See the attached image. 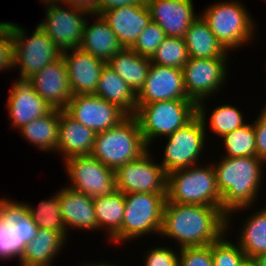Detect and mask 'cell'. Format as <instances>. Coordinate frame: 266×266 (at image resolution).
Segmentation results:
<instances>
[{"label":"cell","mask_w":266,"mask_h":266,"mask_svg":"<svg viewBox=\"0 0 266 266\" xmlns=\"http://www.w3.org/2000/svg\"><path fill=\"white\" fill-rule=\"evenodd\" d=\"M150 60L159 66L182 69L189 60L185 39L167 36Z\"/></svg>","instance_id":"e575fe53"},{"label":"cell","mask_w":266,"mask_h":266,"mask_svg":"<svg viewBox=\"0 0 266 266\" xmlns=\"http://www.w3.org/2000/svg\"><path fill=\"white\" fill-rule=\"evenodd\" d=\"M263 164L257 156L221 157L219 163H212L222 196V211L227 215V232L231 215L251 209L255 204L262 185Z\"/></svg>","instance_id":"7a4b0ae2"},{"label":"cell","mask_w":266,"mask_h":266,"mask_svg":"<svg viewBox=\"0 0 266 266\" xmlns=\"http://www.w3.org/2000/svg\"><path fill=\"white\" fill-rule=\"evenodd\" d=\"M107 64L137 94L144 86L151 65L148 57L139 55L132 49L123 48L116 53Z\"/></svg>","instance_id":"4316f807"},{"label":"cell","mask_w":266,"mask_h":266,"mask_svg":"<svg viewBox=\"0 0 266 266\" xmlns=\"http://www.w3.org/2000/svg\"><path fill=\"white\" fill-rule=\"evenodd\" d=\"M8 218L11 230L18 236V260L25 246L37 235L38 226L27 210L17 201L8 199Z\"/></svg>","instance_id":"d6a6232c"},{"label":"cell","mask_w":266,"mask_h":266,"mask_svg":"<svg viewBox=\"0 0 266 266\" xmlns=\"http://www.w3.org/2000/svg\"><path fill=\"white\" fill-rule=\"evenodd\" d=\"M241 266H256V263L254 262L253 259H249L247 258L242 264Z\"/></svg>","instance_id":"7dc6e473"},{"label":"cell","mask_w":266,"mask_h":266,"mask_svg":"<svg viewBox=\"0 0 266 266\" xmlns=\"http://www.w3.org/2000/svg\"><path fill=\"white\" fill-rule=\"evenodd\" d=\"M148 149L138 121L134 115H128L116 126L96 133L90 155L115 171L139 158Z\"/></svg>","instance_id":"3957f363"},{"label":"cell","mask_w":266,"mask_h":266,"mask_svg":"<svg viewBox=\"0 0 266 266\" xmlns=\"http://www.w3.org/2000/svg\"><path fill=\"white\" fill-rule=\"evenodd\" d=\"M97 230L105 229L108 241L121 229L125 211L124 193L94 198Z\"/></svg>","instance_id":"f546056e"},{"label":"cell","mask_w":266,"mask_h":266,"mask_svg":"<svg viewBox=\"0 0 266 266\" xmlns=\"http://www.w3.org/2000/svg\"><path fill=\"white\" fill-rule=\"evenodd\" d=\"M94 95L116 104L128 115L136 112L137 94L107 63L103 67Z\"/></svg>","instance_id":"d4e9b609"},{"label":"cell","mask_w":266,"mask_h":266,"mask_svg":"<svg viewBox=\"0 0 266 266\" xmlns=\"http://www.w3.org/2000/svg\"><path fill=\"white\" fill-rule=\"evenodd\" d=\"M40 2H42L44 4H47V3H60L61 0H41Z\"/></svg>","instance_id":"c3c4849f"},{"label":"cell","mask_w":266,"mask_h":266,"mask_svg":"<svg viewBox=\"0 0 266 266\" xmlns=\"http://www.w3.org/2000/svg\"><path fill=\"white\" fill-rule=\"evenodd\" d=\"M228 57L191 58L183 66L184 87L187 96L196 104L221 92L227 73Z\"/></svg>","instance_id":"8fae6325"},{"label":"cell","mask_w":266,"mask_h":266,"mask_svg":"<svg viewBox=\"0 0 266 266\" xmlns=\"http://www.w3.org/2000/svg\"><path fill=\"white\" fill-rule=\"evenodd\" d=\"M166 201L207 205L222 210V196L217 188L212 164H197L167 174Z\"/></svg>","instance_id":"277c9868"},{"label":"cell","mask_w":266,"mask_h":266,"mask_svg":"<svg viewBox=\"0 0 266 266\" xmlns=\"http://www.w3.org/2000/svg\"><path fill=\"white\" fill-rule=\"evenodd\" d=\"M144 259V266H178L179 254L166 246L149 248Z\"/></svg>","instance_id":"60d3db41"},{"label":"cell","mask_w":266,"mask_h":266,"mask_svg":"<svg viewBox=\"0 0 266 266\" xmlns=\"http://www.w3.org/2000/svg\"><path fill=\"white\" fill-rule=\"evenodd\" d=\"M168 100H191L185 91L183 71L151 63L144 86L137 93V104Z\"/></svg>","instance_id":"9a60e30c"},{"label":"cell","mask_w":266,"mask_h":266,"mask_svg":"<svg viewBox=\"0 0 266 266\" xmlns=\"http://www.w3.org/2000/svg\"><path fill=\"white\" fill-rule=\"evenodd\" d=\"M66 241L57 231L38 228L36 237L25 246L20 266H52Z\"/></svg>","instance_id":"cb8c5ba5"},{"label":"cell","mask_w":266,"mask_h":266,"mask_svg":"<svg viewBox=\"0 0 266 266\" xmlns=\"http://www.w3.org/2000/svg\"><path fill=\"white\" fill-rule=\"evenodd\" d=\"M25 30L11 22L14 69L19 68V78L29 79L46 65L60 58L62 52L39 26H36L30 37Z\"/></svg>","instance_id":"ba28073f"},{"label":"cell","mask_w":266,"mask_h":266,"mask_svg":"<svg viewBox=\"0 0 266 266\" xmlns=\"http://www.w3.org/2000/svg\"><path fill=\"white\" fill-rule=\"evenodd\" d=\"M60 202V211L68 237L71 228L81 230H97V220L94 210V199L68 187L57 191ZM69 228V229H68Z\"/></svg>","instance_id":"44dd1931"},{"label":"cell","mask_w":266,"mask_h":266,"mask_svg":"<svg viewBox=\"0 0 266 266\" xmlns=\"http://www.w3.org/2000/svg\"><path fill=\"white\" fill-rule=\"evenodd\" d=\"M178 266H213L211 244L179 249Z\"/></svg>","instance_id":"f35d334b"},{"label":"cell","mask_w":266,"mask_h":266,"mask_svg":"<svg viewBox=\"0 0 266 266\" xmlns=\"http://www.w3.org/2000/svg\"><path fill=\"white\" fill-rule=\"evenodd\" d=\"M62 4L72 6L75 9L87 12L92 17L99 15V2L98 0H61Z\"/></svg>","instance_id":"7bdbcfd3"},{"label":"cell","mask_w":266,"mask_h":266,"mask_svg":"<svg viewBox=\"0 0 266 266\" xmlns=\"http://www.w3.org/2000/svg\"><path fill=\"white\" fill-rule=\"evenodd\" d=\"M36 93L56 110H65L72 95L67 68L61 56L31 76Z\"/></svg>","instance_id":"ac0fdd59"},{"label":"cell","mask_w":266,"mask_h":266,"mask_svg":"<svg viewBox=\"0 0 266 266\" xmlns=\"http://www.w3.org/2000/svg\"><path fill=\"white\" fill-rule=\"evenodd\" d=\"M250 15L237 0L215 2L201 13L212 33L228 52L248 45L254 38L256 24Z\"/></svg>","instance_id":"5b68a950"},{"label":"cell","mask_w":266,"mask_h":266,"mask_svg":"<svg viewBox=\"0 0 266 266\" xmlns=\"http://www.w3.org/2000/svg\"><path fill=\"white\" fill-rule=\"evenodd\" d=\"M225 232L219 239L211 243L213 266H241L247 259L237 243H232Z\"/></svg>","instance_id":"d590c367"},{"label":"cell","mask_w":266,"mask_h":266,"mask_svg":"<svg viewBox=\"0 0 266 266\" xmlns=\"http://www.w3.org/2000/svg\"><path fill=\"white\" fill-rule=\"evenodd\" d=\"M61 56L67 68L72 95L94 94L106 62L79 47L63 51Z\"/></svg>","instance_id":"e0dca14e"},{"label":"cell","mask_w":266,"mask_h":266,"mask_svg":"<svg viewBox=\"0 0 266 266\" xmlns=\"http://www.w3.org/2000/svg\"><path fill=\"white\" fill-rule=\"evenodd\" d=\"M227 232V215L219 207L165 201L160 236L179 248L210 245Z\"/></svg>","instance_id":"6da1fadb"},{"label":"cell","mask_w":266,"mask_h":266,"mask_svg":"<svg viewBox=\"0 0 266 266\" xmlns=\"http://www.w3.org/2000/svg\"><path fill=\"white\" fill-rule=\"evenodd\" d=\"M116 34L123 48L131 49L138 36L151 21L146 2L142 5H128L111 8L100 14Z\"/></svg>","instance_id":"ffe728a7"},{"label":"cell","mask_w":266,"mask_h":266,"mask_svg":"<svg viewBox=\"0 0 266 266\" xmlns=\"http://www.w3.org/2000/svg\"><path fill=\"white\" fill-rule=\"evenodd\" d=\"M70 188L97 197L115 194L118 191L115 171L91 155L71 157L65 162Z\"/></svg>","instance_id":"30bf717a"},{"label":"cell","mask_w":266,"mask_h":266,"mask_svg":"<svg viewBox=\"0 0 266 266\" xmlns=\"http://www.w3.org/2000/svg\"><path fill=\"white\" fill-rule=\"evenodd\" d=\"M61 5V6H60ZM60 3H47L46 18L39 26L61 52L81 45L87 12ZM66 8V9H65ZM86 15V16H85ZM88 15V16H87Z\"/></svg>","instance_id":"4fadbf2b"},{"label":"cell","mask_w":266,"mask_h":266,"mask_svg":"<svg viewBox=\"0 0 266 266\" xmlns=\"http://www.w3.org/2000/svg\"><path fill=\"white\" fill-rule=\"evenodd\" d=\"M258 118L254 120L253 126L256 139L257 157L266 163V107L260 110Z\"/></svg>","instance_id":"b9f144b4"},{"label":"cell","mask_w":266,"mask_h":266,"mask_svg":"<svg viewBox=\"0 0 266 266\" xmlns=\"http://www.w3.org/2000/svg\"><path fill=\"white\" fill-rule=\"evenodd\" d=\"M205 104H207V100H202L197 103V115L201 119L204 127H207L206 124L210 122L211 131L221 138L225 134L231 133L235 129L247 124L244 122L243 112L230 104L215 107L214 110L211 111V114H208V118V116L206 117L207 106H205ZM207 120L209 122H207Z\"/></svg>","instance_id":"4dcf8cb0"},{"label":"cell","mask_w":266,"mask_h":266,"mask_svg":"<svg viewBox=\"0 0 266 266\" xmlns=\"http://www.w3.org/2000/svg\"><path fill=\"white\" fill-rule=\"evenodd\" d=\"M65 111L95 133L116 126L128 116L116 104L107 102L94 94L73 95Z\"/></svg>","instance_id":"5bb4252c"},{"label":"cell","mask_w":266,"mask_h":266,"mask_svg":"<svg viewBox=\"0 0 266 266\" xmlns=\"http://www.w3.org/2000/svg\"><path fill=\"white\" fill-rule=\"evenodd\" d=\"M14 68V43L11 22H0V71Z\"/></svg>","instance_id":"ab89813d"},{"label":"cell","mask_w":266,"mask_h":266,"mask_svg":"<svg viewBox=\"0 0 266 266\" xmlns=\"http://www.w3.org/2000/svg\"><path fill=\"white\" fill-rule=\"evenodd\" d=\"M18 258V236L9 227L8 198H0V259Z\"/></svg>","instance_id":"8d00e7d4"},{"label":"cell","mask_w":266,"mask_h":266,"mask_svg":"<svg viewBox=\"0 0 266 266\" xmlns=\"http://www.w3.org/2000/svg\"><path fill=\"white\" fill-rule=\"evenodd\" d=\"M239 230L237 244L247 258L253 259L266 252V206L245 219Z\"/></svg>","instance_id":"f1b7e54d"},{"label":"cell","mask_w":266,"mask_h":266,"mask_svg":"<svg viewBox=\"0 0 266 266\" xmlns=\"http://www.w3.org/2000/svg\"><path fill=\"white\" fill-rule=\"evenodd\" d=\"M82 266H118V265H115V264L113 265V264L106 263V262L102 261L100 263L99 262L98 263L95 262V263H92V264L91 263H89V264L86 263V264H84Z\"/></svg>","instance_id":"bcb514c9"},{"label":"cell","mask_w":266,"mask_h":266,"mask_svg":"<svg viewBox=\"0 0 266 266\" xmlns=\"http://www.w3.org/2000/svg\"><path fill=\"white\" fill-rule=\"evenodd\" d=\"M253 260L256 263V266H266V252L253 258Z\"/></svg>","instance_id":"f6af8a7d"},{"label":"cell","mask_w":266,"mask_h":266,"mask_svg":"<svg viewBox=\"0 0 266 266\" xmlns=\"http://www.w3.org/2000/svg\"><path fill=\"white\" fill-rule=\"evenodd\" d=\"M59 120V110L53 109L49 114L34 119L18 131L38 150L58 152Z\"/></svg>","instance_id":"83f0119b"},{"label":"cell","mask_w":266,"mask_h":266,"mask_svg":"<svg viewBox=\"0 0 266 266\" xmlns=\"http://www.w3.org/2000/svg\"><path fill=\"white\" fill-rule=\"evenodd\" d=\"M193 0H146L152 21L166 36L185 38L191 23L200 15L194 12Z\"/></svg>","instance_id":"d6986e66"},{"label":"cell","mask_w":266,"mask_h":266,"mask_svg":"<svg viewBox=\"0 0 266 266\" xmlns=\"http://www.w3.org/2000/svg\"><path fill=\"white\" fill-rule=\"evenodd\" d=\"M58 153L63 161L76 156L90 155L96 133L81 124L65 110H59Z\"/></svg>","instance_id":"7402d4cb"},{"label":"cell","mask_w":266,"mask_h":266,"mask_svg":"<svg viewBox=\"0 0 266 266\" xmlns=\"http://www.w3.org/2000/svg\"><path fill=\"white\" fill-rule=\"evenodd\" d=\"M94 22L89 24L87 17L82 42L79 48L102 59L106 63L123 47L116 34L101 15H95Z\"/></svg>","instance_id":"603a6c76"},{"label":"cell","mask_w":266,"mask_h":266,"mask_svg":"<svg viewBox=\"0 0 266 266\" xmlns=\"http://www.w3.org/2000/svg\"><path fill=\"white\" fill-rule=\"evenodd\" d=\"M197 115L193 100H168L137 104L134 114L148 148L154 139L169 136Z\"/></svg>","instance_id":"8992f818"},{"label":"cell","mask_w":266,"mask_h":266,"mask_svg":"<svg viewBox=\"0 0 266 266\" xmlns=\"http://www.w3.org/2000/svg\"><path fill=\"white\" fill-rule=\"evenodd\" d=\"M99 2V15L111 8L128 5H142L146 0H98Z\"/></svg>","instance_id":"ee69618b"},{"label":"cell","mask_w":266,"mask_h":266,"mask_svg":"<svg viewBox=\"0 0 266 266\" xmlns=\"http://www.w3.org/2000/svg\"><path fill=\"white\" fill-rule=\"evenodd\" d=\"M150 153L151 150L148 149L139 158L115 170L118 191L124 194H166L167 174Z\"/></svg>","instance_id":"7c38bea8"},{"label":"cell","mask_w":266,"mask_h":266,"mask_svg":"<svg viewBox=\"0 0 266 266\" xmlns=\"http://www.w3.org/2000/svg\"><path fill=\"white\" fill-rule=\"evenodd\" d=\"M166 37L160 26L151 20L131 49L141 56L151 58Z\"/></svg>","instance_id":"74e56055"},{"label":"cell","mask_w":266,"mask_h":266,"mask_svg":"<svg viewBox=\"0 0 266 266\" xmlns=\"http://www.w3.org/2000/svg\"><path fill=\"white\" fill-rule=\"evenodd\" d=\"M10 87L7 112L12 129H20L36 118L44 117L53 108L34 90L29 79L17 78Z\"/></svg>","instance_id":"2e32d148"},{"label":"cell","mask_w":266,"mask_h":266,"mask_svg":"<svg viewBox=\"0 0 266 266\" xmlns=\"http://www.w3.org/2000/svg\"><path fill=\"white\" fill-rule=\"evenodd\" d=\"M225 155L222 157L257 156L256 139L253 124H246L223 137Z\"/></svg>","instance_id":"836d02e7"},{"label":"cell","mask_w":266,"mask_h":266,"mask_svg":"<svg viewBox=\"0 0 266 266\" xmlns=\"http://www.w3.org/2000/svg\"><path fill=\"white\" fill-rule=\"evenodd\" d=\"M184 39L191 58H216L229 55L201 15L191 23Z\"/></svg>","instance_id":"484cf974"},{"label":"cell","mask_w":266,"mask_h":266,"mask_svg":"<svg viewBox=\"0 0 266 266\" xmlns=\"http://www.w3.org/2000/svg\"><path fill=\"white\" fill-rule=\"evenodd\" d=\"M125 211L121 229L109 240L120 244L150 234H160L166 194H124Z\"/></svg>","instance_id":"52a82bcc"},{"label":"cell","mask_w":266,"mask_h":266,"mask_svg":"<svg viewBox=\"0 0 266 266\" xmlns=\"http://www.w3.org/2000/svg\"><path fill=\"white\" fill-rule=\"evenodd\" d=\"M206 131L196 115L184 127L167 136L162 163L160 162L166 174L198 164L206 145Z\"/></svg>","instance_id":"9c48e42d"},{"label":"cell","mask_w":266,"mask_h":266,"mask_svg":"<svg viewBox=\"0 0 266 266\" xmlns=\"http://www.w3.org/2000/svg\"><path fill=\"white\" fill-rule=\"evenodd\" d=\"M19 203L27 210L38 228L57 231L65 239L67 238V231L61 217V207L57 192L49 199L41 200L37 208L22 201H19Z\"/></svg>","instance_id":"1f68e13d"}]
</instances>
